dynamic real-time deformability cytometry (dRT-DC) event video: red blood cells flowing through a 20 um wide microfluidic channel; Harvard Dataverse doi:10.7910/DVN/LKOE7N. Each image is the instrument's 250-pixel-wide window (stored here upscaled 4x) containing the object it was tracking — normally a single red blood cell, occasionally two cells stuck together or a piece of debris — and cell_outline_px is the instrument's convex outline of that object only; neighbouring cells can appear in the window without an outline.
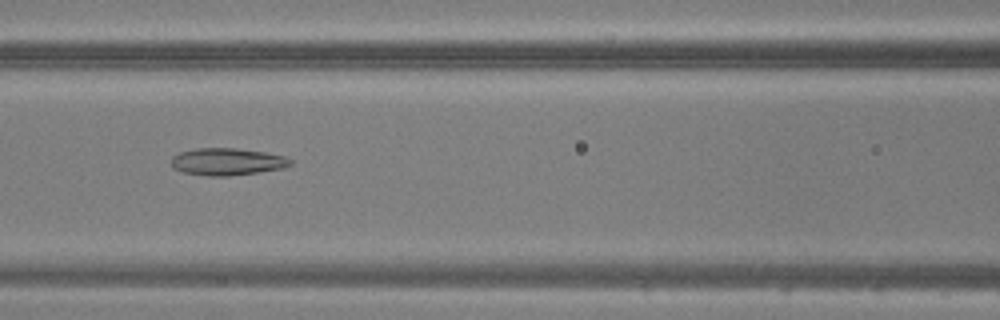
{"species": "common noctule bat (a hibernating species)", "species_latin": "Nyctalus noctula", "temperature_condition": "warm", "stored_images_in_passage": 45, "camera_frame_rate_fps": 3000, "um_per_image_px": 0.085, "animal": {"sex": "male", "body_mass_g": 20.5, "forearm_length_mm": 52.5}, "frame": {"image": 1, "passage_image": 19, "time_ms": 6.0, "image_size_px": [1000, 320], "cell_outline_px": [[292, 164], [284, 168], [260, 172], [228, 176], [208, 176], [184, 172], [172, 168], [172, 156], [180, 152], [196, 148], [236, 148], [264, 152], [284, 156], [292, 160]], "centroid_in_image_um": [19.32, 13.74], "position_along_channel_um": 147.3, "area_um2": 18.9}}
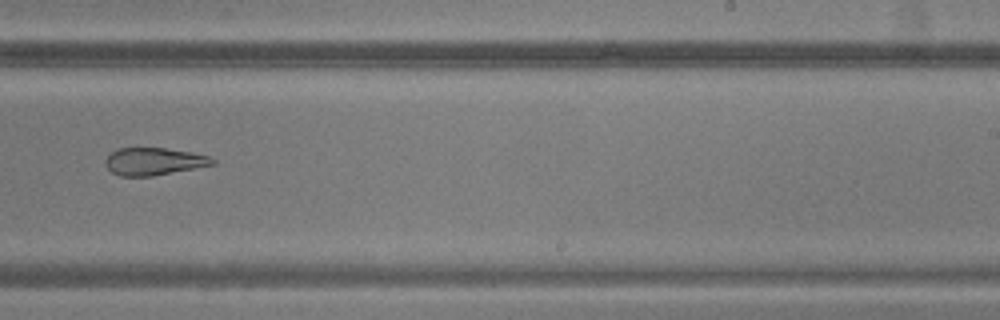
{"frame": {"image": 2, "passage_image": 28, "time_ms": 9.0, "image_size_px": [1000, 320], "cell_outline_px": [[216, 164], [196, 168], [152, 176], [120, 176], [112, 172], [104, 164], [104, 160], [116, 148], [164, 148], [192, 152], [208, 156], [216, 160]], "centroid_in_image_um": [13.08, 13.72], "position_along_channel_um": 275.9, "area_um2": 17.17}}
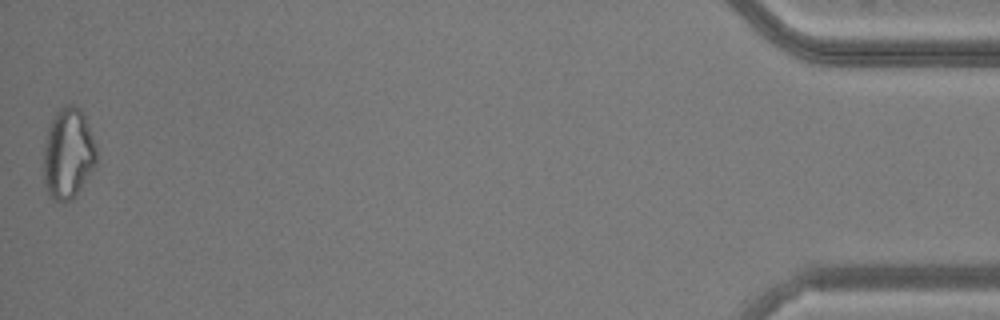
{"frame": {"image": 3, "passage_image": 45, "time_ms": 14.667, "image_size_px": [1000, 320], "cell_outline_px": [[96, 160], [92, 168], [76, 192], [68, 200], [52, 200], [48, 196], [44, 184], [44, 148], [48, 128], [56, 112], [64, 104], [72, 104], [80, 108], [84, 116], [96, 144]], "centroid_in_image_um": [5.76, 13.0], "position_along_channel_um": 429.4, "area_um2": 27.4}}